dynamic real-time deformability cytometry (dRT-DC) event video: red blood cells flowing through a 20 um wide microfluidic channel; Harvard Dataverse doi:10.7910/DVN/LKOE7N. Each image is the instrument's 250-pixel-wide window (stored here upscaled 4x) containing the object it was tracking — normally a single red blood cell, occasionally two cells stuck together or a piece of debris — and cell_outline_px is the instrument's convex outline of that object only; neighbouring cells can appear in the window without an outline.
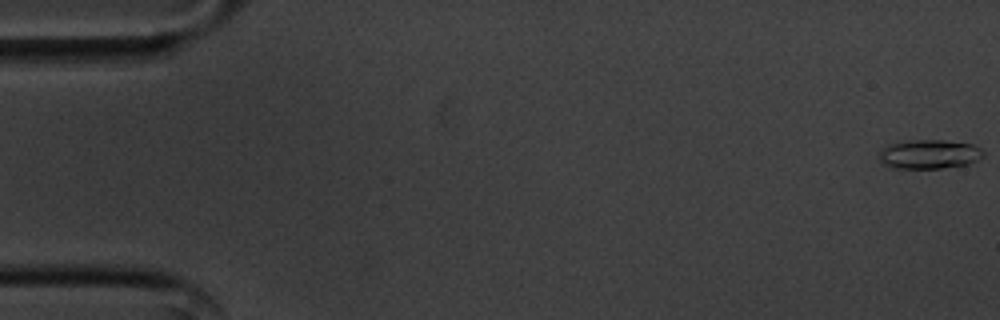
{"species": "common noctule bat (a hibernating species)", "species_latin": "Nyctalus noctula", "temperature_condition": "cold", "stored_images_in_passage": 18, "camera_frame_rate_fps": 3000, "um_per_image_px": 0.085, "animal": {"sex": "male", "body_mass_g": 20.1, "forearm_length_mm": 53.5}, "frame": {"image": 1, "passage_image": 1, "time_ms": 0.0, "image_size_px": [1000, 320], "cell_outline_px": [[984, 156], [968, 164], [940, 168], [892, 168], [884, 164], [876, 156], [880, 148], [892, 144], [912, 140], [944, 140], [972, 144], [980, 148], [984, 152]], "centroid_in_image_um": [78.95, 13.11], "position_along_channel_um": 6.1, "area_um2": 17.74}}